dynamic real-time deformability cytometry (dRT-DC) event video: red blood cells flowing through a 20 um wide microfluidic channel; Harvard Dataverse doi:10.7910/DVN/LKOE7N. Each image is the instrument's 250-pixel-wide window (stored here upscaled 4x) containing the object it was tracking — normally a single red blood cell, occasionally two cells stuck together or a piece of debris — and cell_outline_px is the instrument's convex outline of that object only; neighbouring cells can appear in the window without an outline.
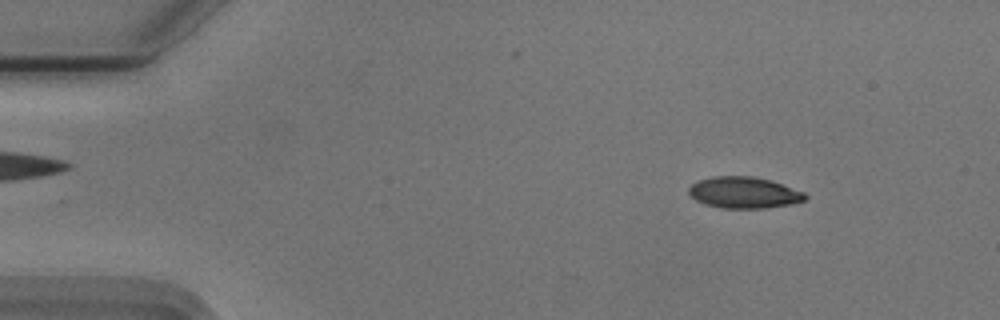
{"species": "Egyptian fruit bat (a non-hibernating species)", "species_latin": "Rousettus aegyptiacus", "temperature_condition": "cold", "stored_images_in_passage": 54, "camera_frame_rate_fps": 3000, "um_per_image_px": 0.085, "animal": {"sex": "male"}, "frame": {"image": 1, "passage_image": 6, "time_ms": 1.667, "image_size_px": [1000, 320], "cell_outline_px": [[808, 196], [804, 200], [792, 204], [764, 208], [724, 208], [704, 204], [696, 200], [688, 192], [688, 188], [692, 184], [700, 180], [712, 176], [752, 176], [772, 180], [804, 192]], "centroid_in_image_um": [63.25, 16.36], "position_along_channel_um": 21.8, "area_um2": 21.27}}
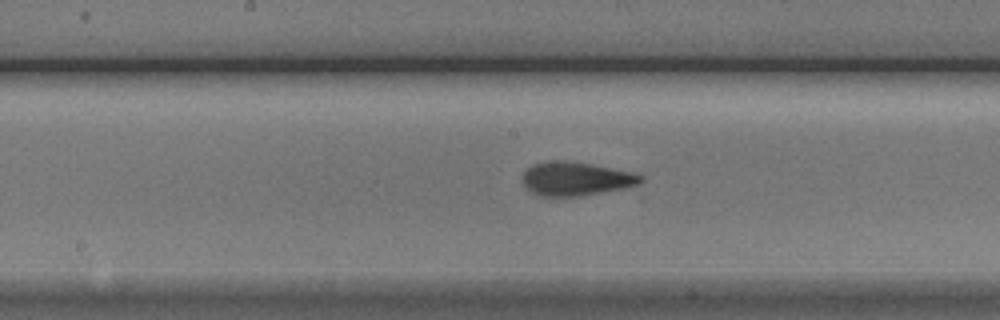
{"frame": {"image": 2, "passage_image": 27, "time_ms": 8.667, "image_size_px": [1000, 320], "cell_outline_px": [[644, 180], [640, 184], [624, 188], [580, 196], [540, 196], [532, 192], [524, 184], [524, 172], [532, 164], [556, 160], [564, 160], [592, 164], [636, 172], [644, 176]], "centroid_in_image_um": [49.02, 15.19], "position_along_channel_um": 199.2, "area_um2": 23.24}}
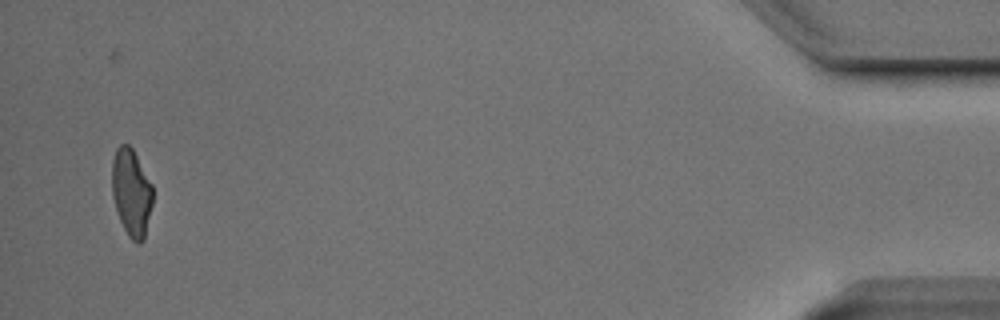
{"frame": {"image": 3, "passage_image": 52, "time_ms": 17.0, "image_size_px": [1000, 320], "cell_outline_px": [[152, 204], [144, 240], [140, 244], [136, 244], [128, 236], [120, 220], [112, 196], [112, 160], [116, 148], [120, 144], [128, 144], [132, 148], [152, 184]], "centroid_in_image_um": [11.16, 16.37], "position_along_channel_um": 424.0, "area_um2": 20.75}, "authors_computed_cell_mechanics": {"area_um2": 22.1085, "velocity_mm_per_s": 3.7233, "shape_relaxation_time_tau1_ms": 3.4499, "shape_relaxation_time_tau2_ms": 1.582, "deformation_change_tau1": 0.1515, "deformation_change_tau2": 0.0865}}